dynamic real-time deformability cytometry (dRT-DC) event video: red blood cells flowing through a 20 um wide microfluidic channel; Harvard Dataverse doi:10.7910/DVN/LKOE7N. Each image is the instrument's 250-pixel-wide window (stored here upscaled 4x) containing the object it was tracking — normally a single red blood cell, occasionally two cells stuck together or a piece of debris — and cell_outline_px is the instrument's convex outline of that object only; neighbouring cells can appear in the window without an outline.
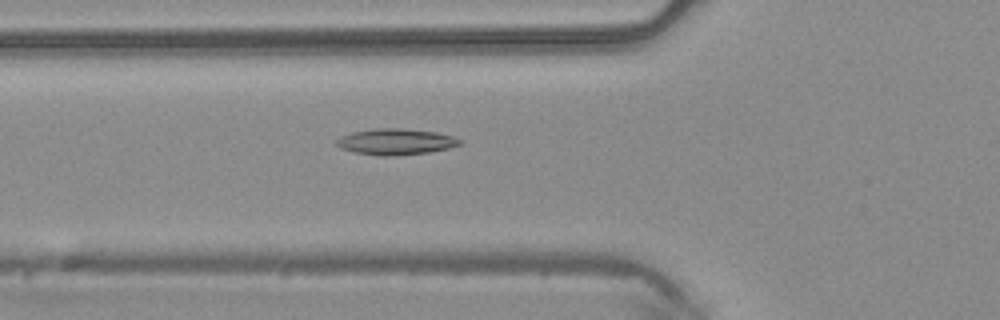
{"species": "common noctule bat (a hibernating species)", "species_latin": "Nyctalus noctula", "temperature_condition": "warm", "stored_images_in_passage": 33, "camera_frame_rate_fps": 3000, "um_per_image_px": 0.085, "animal": {"sex": "male", "body_mass_g": 20.4}, "frame": {"image": 1, "passage_image": 3, "time_ms": 0.667, "image_size_px": [1000, 320], "cell_outline_px": [[464, 144], [448, 148], [428, 152], [396, 156], [380, 156], [356, 152], [340, 148], [336, 144], [336, 140], [340, 136], [352, 132], [372, 128], [404, 128], [436, 132], [452, 136], [464, 140]], "centroid_in_image_um": [33.66, 12.04], "position_along_channel_um": 92.1, "area_um2": 18.96}}
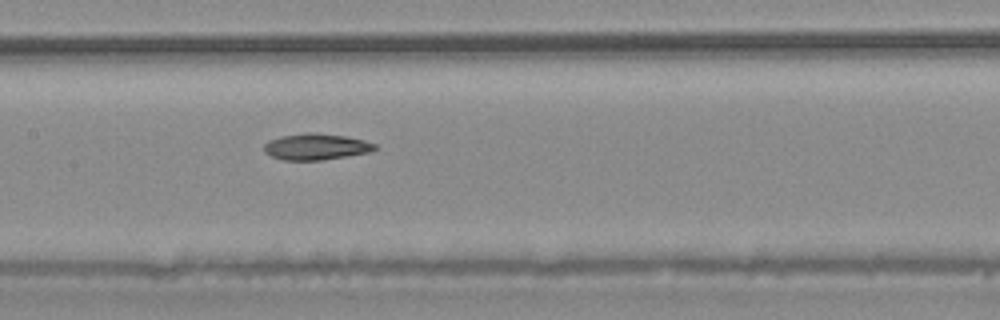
{"frame": {"image": 2, "passage_image": 9, "time_ms": 2.667, "image_size_px": [1000, 320], "cell_outline_px": [[380, 148], [372, 152], [348, 156], [320, 160], [284, 160], [272, 156], [264, 152], [264, 144], [268, 140], [280, 136], [308, 132], [316, 132], [344, 136], [364, 140], [376, 144]], "centroid_in_image_um": [26.9, 12.46], "position_along_channel_um": 180.5, "area_um2": 17.17}}
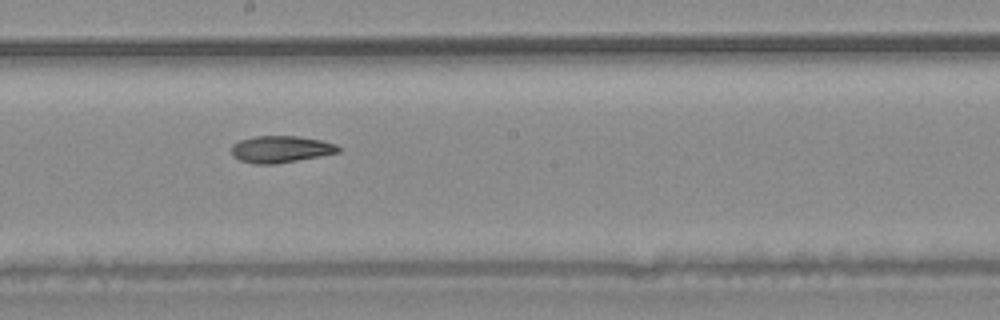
{"frame": {"image": 3, "passage_image": 12, "time_ms": 3.667, "image_size_px": [1000, 320], "cell_outline_px": [[340, 152], [320, 156], [276, 164], [252, 164], [240, 160], [232, 156], [232, 144], [240, 140], [256, 136], [296, 136], [320, 140], [336, 144], [340, 148]], "centroid_in_image_um": [23.85, 12.69], "position_along_channel_um": 224.4, "area_um2": 16.7}}